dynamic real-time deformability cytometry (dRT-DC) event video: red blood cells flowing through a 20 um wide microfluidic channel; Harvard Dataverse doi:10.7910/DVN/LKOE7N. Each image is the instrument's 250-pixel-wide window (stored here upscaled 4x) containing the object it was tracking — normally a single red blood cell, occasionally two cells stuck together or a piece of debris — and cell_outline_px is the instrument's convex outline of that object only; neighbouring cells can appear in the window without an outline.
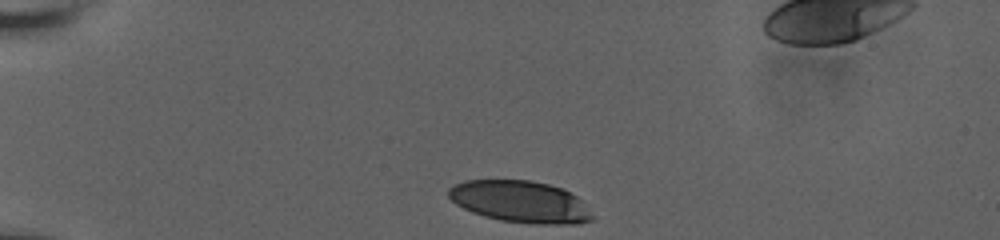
{"species": "human", "species_latin": "Homo sapiens", "temperature_condition": "room temperature", "stored_images_in_passage": 36, "camera_frame_rate_fps": 3000, "um_per_image_px": 0.085, "donor": {"sex": "male"}, "frame": {"image": 1, "passage_image": 1, "time_ms": 0.0, "image_size_px": [1000, 240], "cell_outline_px": [[596, 220], [580, 224], [528, 224], [500, 220], [484, 216], [472, 212], [456, 204], [448, 196], [448, 188], [464, 180], [528, 180], [548, 184], [560, 188], [576, 196], [580, 200]], "centroid_in_image_um": [44.22, 17.16], "position_along_channel_um": 40.8, "area_um2": 34.97}}
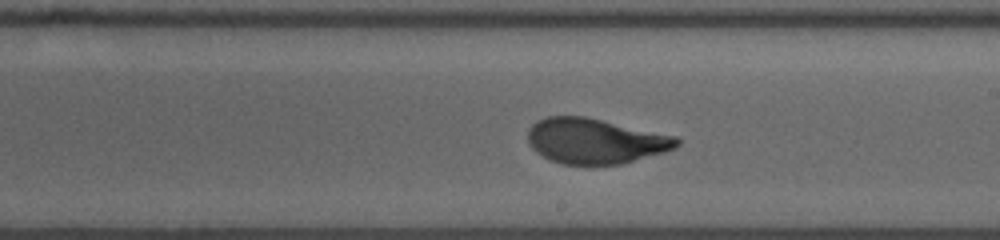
{"frame": {"image": 2, "passage_image": 22, "time_ms": 7.0, "image_size_px": [1000, 240], "cell_outline_px": [[680, 144], [676, 148], [664, 152], [620, 164], [588, 168], [560, 164], [548, 160], [536, 152], [532, 148], [528, 140], [528, 128], [536, 120], [548, 116], [584, 116], [676, 136], [680, 140]], "centroid_in_image_um": [50.55, 12.03], "position_along_channel_um": 238.4, "area_um2": 40.17}}
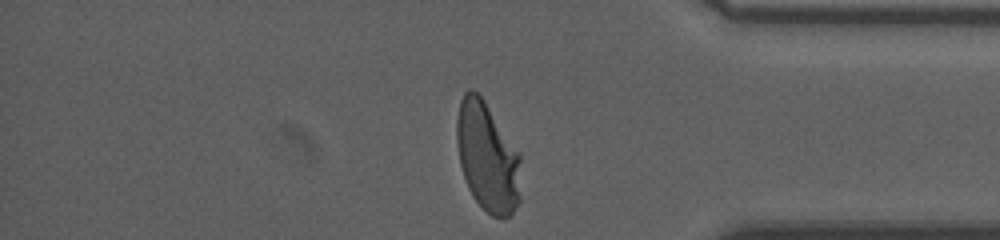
{"frame": {"image": 3, "passage_image": 36, "time_ms": 11.667, "image_size_px": [1000, 240], "cell_outline_px": [[520, 200], [512, 212], [508, 216], [500, 220], [492, 216], [472, 196], [468, 188], [460, 164], [456, 140], [456, 120], [460, 100], [464, 92], [468, 88], [472, 88], [484, 100], [520, 152]], "centroid_in_image_um": [41.43, 13.33], "position_along_channel_um": 393.8, "area_um2": 41.15}, "authors_computed_cell_mechanics": {"area_um2": 39.593, "velocity_mm_per_s": 3.63, "shape_relaxation_time_tau1_ms": 6.2718, "shape_relaxation_time_tau2_ms": null, "deformation_change_tau1": 0.2343, "deformation_change_tau2": null}}